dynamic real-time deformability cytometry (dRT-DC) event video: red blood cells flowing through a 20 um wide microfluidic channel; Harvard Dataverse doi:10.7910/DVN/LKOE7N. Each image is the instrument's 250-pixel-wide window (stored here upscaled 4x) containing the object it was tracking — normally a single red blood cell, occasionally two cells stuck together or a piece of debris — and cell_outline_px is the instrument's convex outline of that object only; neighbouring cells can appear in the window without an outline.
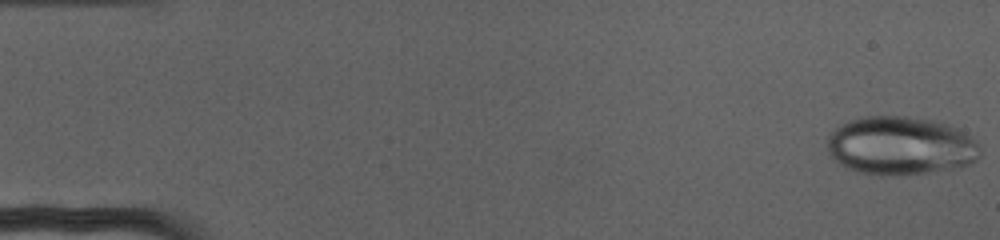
{"species": "human", "species_latin": "Homo sapiens", "temperature_condition": "cold", "stored_images_in_passage": 73, "camera_frame_rate_fps": 3000, "um_per_image_px": 0.085, "donor": {"sex": "female"}, "frame": {"image": 1, "passage_image": 1, "time_ms": 0.0, "image_size_px": [1000, 240], "cell_outline_px": [[980, 156], [976, 160], [968, 164], [952, 168], [928, 172], [900, 176], [880, 176], [856, 172], [832, 160], [828, 152], [828, 136], [840, 124], [848, 120], [860, 116], [908, 116], [940, 120], [964, 132], [976, 140], [980, 144]], "centroid_in_image_um": [76.53, 12.38], "position_along_channel_um": 8.5, "area_um2": 52.89}}
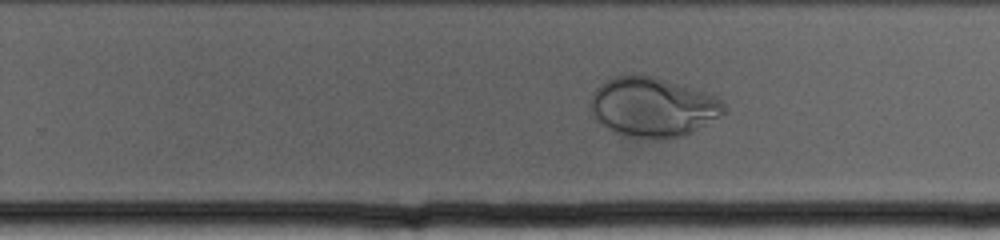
{"frame": {"image": 2, "passage_image": 46, "time_ms": 15.0, "image_size_px": [1000, 240], "cell_outline_px": [[724, 112], [692, 132], [684, 136], [656, 140], [628, 136], [616, 132], [600, 124], [592, 116], [588, 104], [592, 92], [600, 84], [616, 76], [656, 76], [716, 96], [724, 104]], "centroid_in_image_um": [55.42, 9.11], "position_along_channel_um": 274.4, "area_um2": 46.12}}
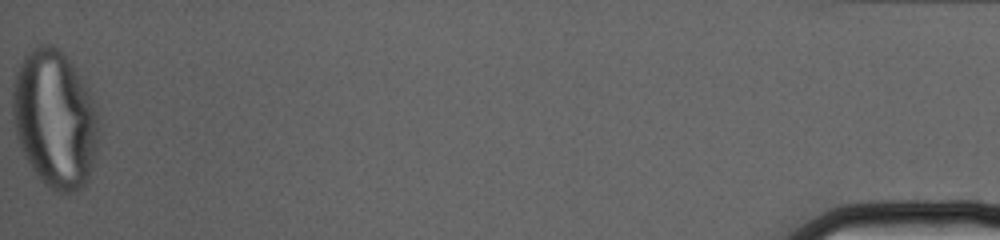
{"frame": {"image": 3, "passage_image": 73, "time_ms": 24.0, "image_size_px": [1000, 240], "cell_outline_px": [[100, 132], [88, 184], [76, 192], [56, 192], [44, 184], [36, 176], [24, 156], [16, 136], [12, 116], [12, 88], [16, 72], [24, 56], [32, 48], [40, 44], [52, 44], [60, 48], [80, 72], [92, 96], [96, 112]], "centroid_in_image_um": [4.67, 10.11], "position_along_channel_um": 430.5, "area_um2": 70.28}}